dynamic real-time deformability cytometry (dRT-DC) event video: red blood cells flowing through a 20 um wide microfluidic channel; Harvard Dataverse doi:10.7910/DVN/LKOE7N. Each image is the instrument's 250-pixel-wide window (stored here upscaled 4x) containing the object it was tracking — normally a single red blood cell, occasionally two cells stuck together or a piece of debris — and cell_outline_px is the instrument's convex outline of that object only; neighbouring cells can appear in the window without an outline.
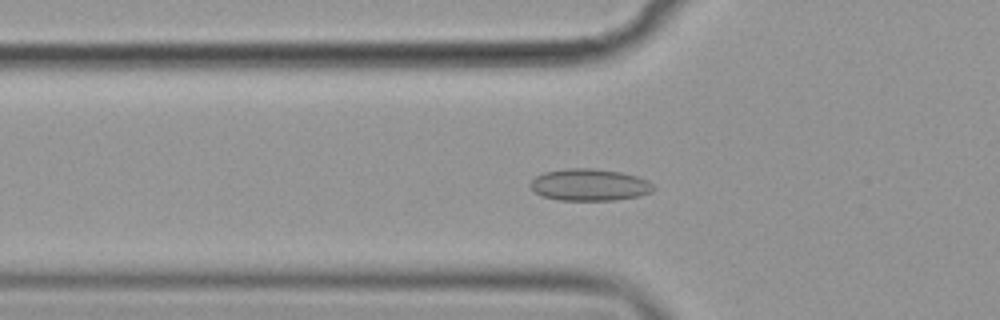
{"species": "common noctule bat (a hibernating species)", "species_latin": "Nyctalus noctula", "temperature_condition": "cold", "stored_images_in_passage": 49, "camera_frame_rate_fps": 3000, "um_per_image_px": 0.085, "animal": {"sex": "female", "body_mass_g": 19.9}, "frame": {"image": 1, "passage_image": 19, "time_ms": 6.0, "image_size_px": [1000, 320], "cell_outline_px": [[656, 188], [652, 192], [640, 196], [616, 200], [556, 200], [544, 196], [536, 192], [528, 184], [536, 176], [544, 172], [568, 168], [592, 168], [620, 172], [636, 176], [648, 180]], "centroid_in_image_um": [50.13, 15.71], "position_along_channel_um": 75.7, "area_um2": 22.95}}
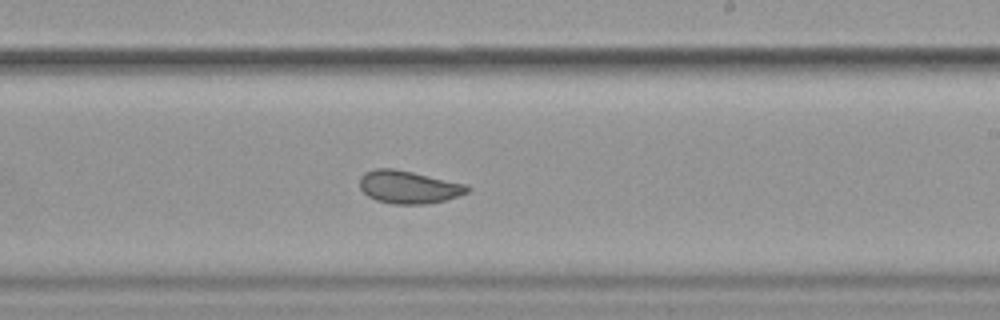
{"frame": {"image": 2, "passage_image": 34, "time_ms": 11.0, "image_size_px": [1000, 320], "cell_outline_px": [[472, 188], [468, 192], [460, 196], [428, 204], [392, 204], [376, 200], [368, 196], [360, 188], [360, 176], [364, 172], [376, 168], [392, 168], [412, 172], [464, 184]], "centroid_in_image_um": [34.71, 15.9], "position_along_channel_um": 254.3, "area_um2": 20.52}}
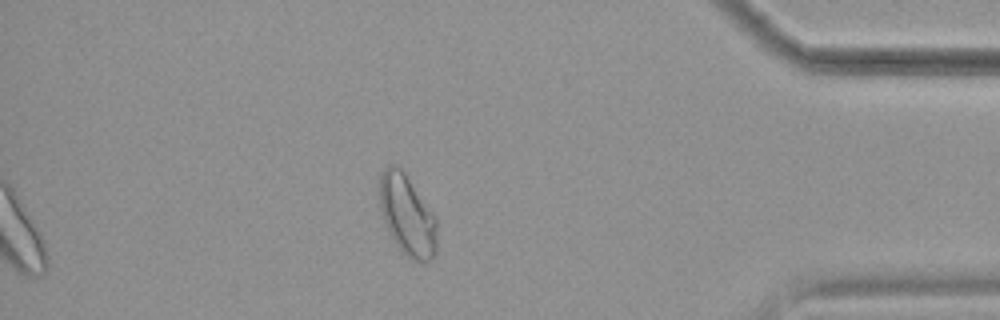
{"frame": {"image": 3, "passage_image": 49, "time_ms": 16.0, "image_size_px": [1000, 320], "cell_outline_px": [[436, 252], [432, 260], [412, 260], [396, 244], [384, 220], [380, 208], [380, 172], [388, 164], [392, 164], [400, 168], [404, 172], [436, 216]], "centroid_in_image_um": [34.62, 18.26], "position_along_channel_um": 400.6, "area_um2": 26.59}, "authors_computed_cell_mechanics": {"area_um2": 22.1952, "velocity_mm_per_s": 3.5811, "shape_relaxation_time_tau1_ms": 10.866, "shape_relaxation_time_tau2_ms": 1.1734, "deformation_change_tau1": 0.0899, "deformation_change_tau2": 0.0635}}